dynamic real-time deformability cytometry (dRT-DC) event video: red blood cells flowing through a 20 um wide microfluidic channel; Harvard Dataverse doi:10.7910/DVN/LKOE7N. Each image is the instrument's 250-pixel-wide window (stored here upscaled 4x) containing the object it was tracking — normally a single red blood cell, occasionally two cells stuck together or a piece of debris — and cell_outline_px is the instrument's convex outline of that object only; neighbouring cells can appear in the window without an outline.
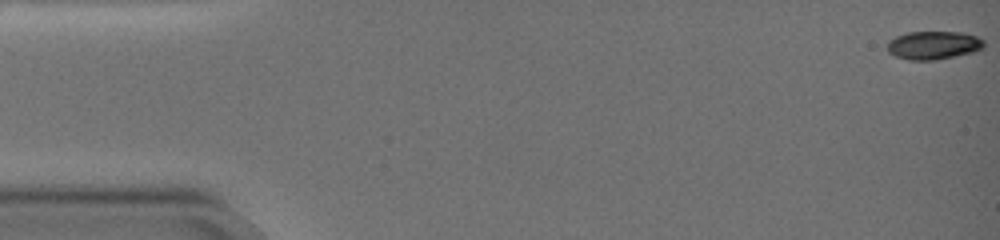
{"species": "common noctule bat (a hibernating species)", "species_latin": "Nyctalus noctula", "temperature_condition": "warm", "stored_images_in_passage": 65, "camera_frame_rate_fps": 3000, "um_per_image_px": 0.085, "animal": {"sex": "female", "body_mass_g": 19.0, "forearm_length_mm": 51.5}, "frame": {"image": 1, "passage_image": 1, "time_ms": 0.0, "image_size_px": [1000, 240], "cell_outline_px": [[984, 44], [980, 48], [968, 52], [952, 56], [932, 60], [912, 60], [896, 56], [888, 48], [888, 44], [892, 40], [900, 36], [912, 32], [956, 32], [976, 36], [984, 40]], "centroid_in_image_um": [79.36, 3.84], "position_along_channel_um": 5.6, "area_um2": 15.03}}
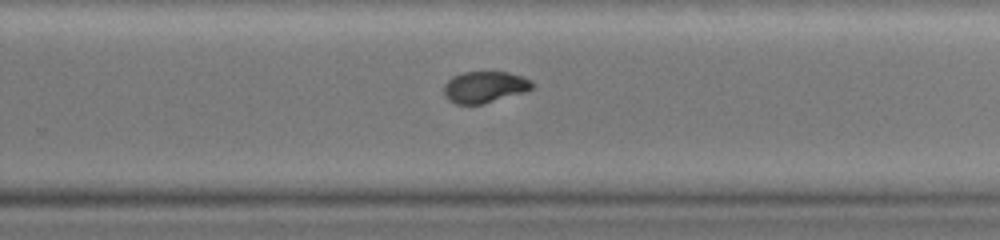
{"frame": {"image": 2, "passage_image": 44, "time_ms": 14.333, "image_size_px": [1000, 240], "cell_outline_px": [[532, 88], [524, 92], [484, 104], [456, 104], [448, 100], [444, 96], [444, 84], [452, 76], [464, 72], [508, 72], [524, 76], [532, 80]], "centroid_in_image_um": [41.18, 7.4], "position_along_channel_um": 288.6, "area_um2": 16.3}}
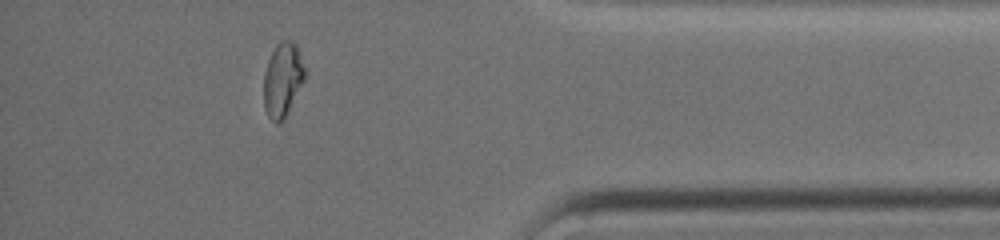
{"frame": {"image": 3, "passage_image": 58, "time_ms": 19.0, "image_size_px": [1000, 240], "cell_outline_px": [[308, 72], [304, 80], [284, 116], [276, 124], [268, 116], [264, 108], [264, 72], [268, 60], [276, 44], [280, 40], [288, 40], [296, 44]], "centroid_in_image_um": [24.03, 6.7], "position_along_channel_um": 411.2, "area_um2": 17.57}, "authors_computed_cell_mechanics": {"area_um2": 16.5886, "velocity_mm_per_s": 3.0208, "shape_relaxation_time_tau1_ms": 6.9077, "shape_relaxation_time_tau2_ms": 1.2649, "deformation_change_tau1": 0.2157, "deformation_change_tau2": 0.0343}}